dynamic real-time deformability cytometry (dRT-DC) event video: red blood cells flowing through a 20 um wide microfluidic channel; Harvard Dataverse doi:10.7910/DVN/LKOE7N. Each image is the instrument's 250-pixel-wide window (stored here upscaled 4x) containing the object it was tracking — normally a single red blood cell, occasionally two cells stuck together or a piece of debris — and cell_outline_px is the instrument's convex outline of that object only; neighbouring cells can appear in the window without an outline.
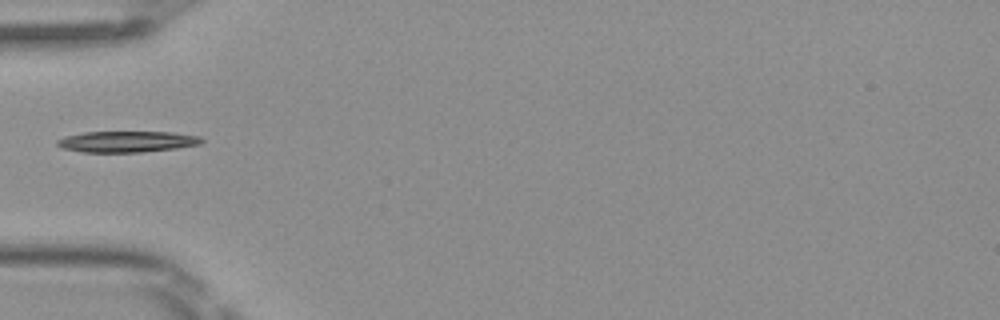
{"species": "Egyptian fruit bat (a non-hibernating species)", "species_latin": "Rousettus aegyptiacus", "temperature_condition": "room temperature", "stored_images_in_passage": 34, "camera_frame_rate_fps": 3000, "um_per_image_px": 0.085, "frame": {"image": 1, "passage_image": 1, "time_ms": 0.0, "image_size_px": [1000, 320], "cell_outline_px": [[204, 140], [200, 144], [176, 148], [140, 152], [80, 152], [60, 148], [56, 144], [56, 140], [64, 136], [84, 132], [172, 132], [200, 136]], "centroid_in_image_um": [10.74, 12.04], "position_along_channel_um": 74.3, "area_um2": 17.86}}
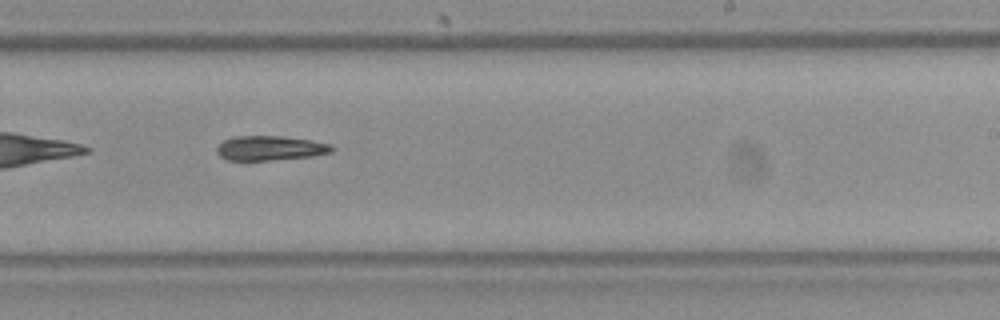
{"frame": {"image": 2, "passage_image": 15, "time_ms": 4.667, "image_size_px": [1000, 320], "cell_outline_px": [[332, 152], [312, 156], [268, 160], [228, 160], [220, 156], [216, 152], [216, 148], [224, 140], [232, 136], [280, 136], [312, 140], [332, 144]], "centroid_in_image_um": [22.95, 12.58], "position_along_channel_um": 266.1, "area_um2": 16.42}}
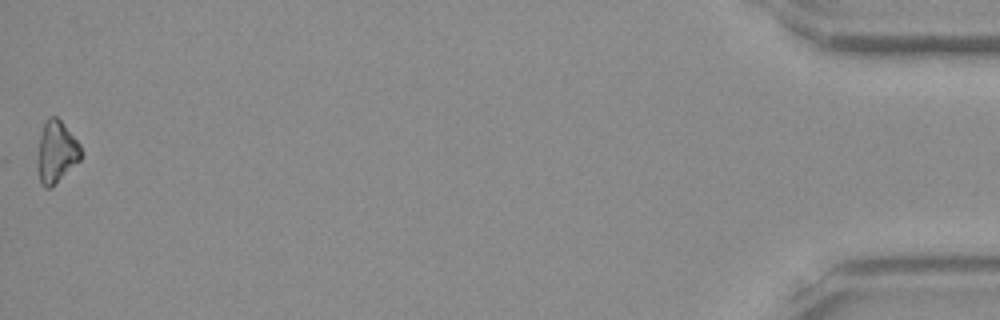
{"frame": {"image": 3, "passage_image": 34, "time_ms": 11.0, "image_size_px": [1000, 320], "cell_outline_px": [[80, 160], [52, 188], [44, 188], [40, 184], [36, 164], [36, 160], [40, 136], [44, 120], [48, 116], [56, 116], [60, 120], [80, 144]], "centroid_in_image_um": [4.74, 12.94], "position_along_channel_um": 430.5, "area_um2": 15.9}}